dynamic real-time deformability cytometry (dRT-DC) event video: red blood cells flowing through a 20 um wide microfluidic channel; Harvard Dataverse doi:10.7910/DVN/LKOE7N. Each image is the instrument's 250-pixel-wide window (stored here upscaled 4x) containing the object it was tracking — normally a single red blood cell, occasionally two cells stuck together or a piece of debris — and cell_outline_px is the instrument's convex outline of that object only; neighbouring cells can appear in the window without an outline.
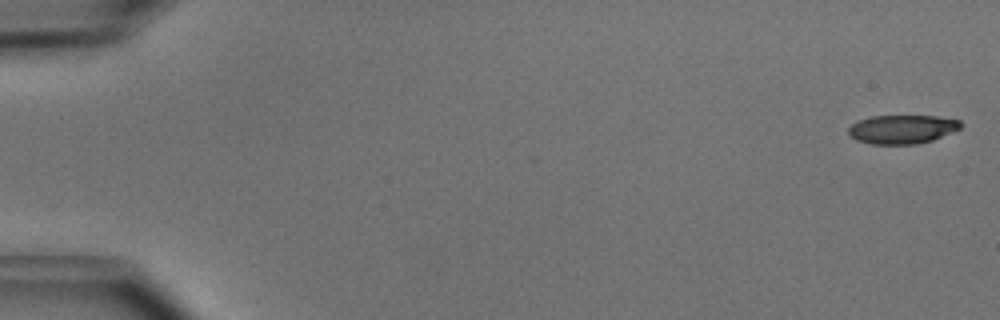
{"species": "common noctule bat (a hibernating species)", "species_latin": "Nyctalus noctula", "temperature_condition": "cold", "stored_images_in_passage": 50, "camera_frame_rate_fps": 3000, "um_per_image_px": 0.085, "animal": {"sex": "male", "body_mass_g": 15.6}, "frame": {"image": 1, "passage_image": 1, "time_ms": 0.0, "image_size_px": [1000, 320], "cell_outline_px": [[960, 128], [932, 140], [916, 144], [872, 144], [856, 140], [848, 136], [848, 128], [852, 124], [860, 120], [872, 116], [936, 116], [960, 120]], "centroid_in_image_um": [76.63, 10.99], "position_along_channel_um": 8.4, "area_um2": 18.67}}
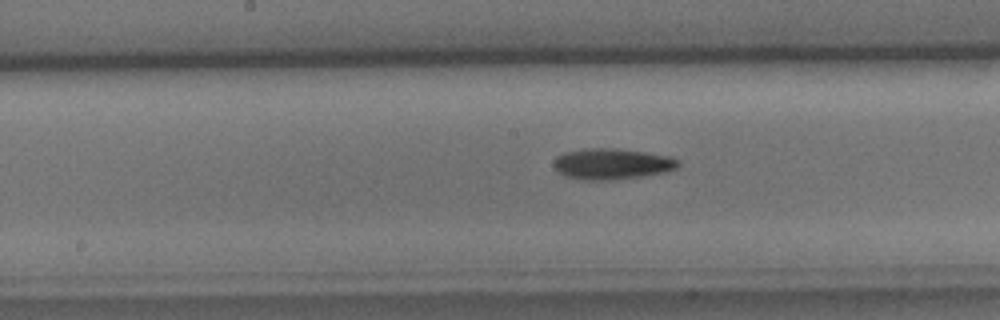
{"frame": {"image": 2, "passage_image": 26, "time_ms": 8.333, "image_size_px": [1000, 320], "cell_outline_px": [[680, 164], [676, 168], [668, 172], [644, 176], [612, 180], [584, 180], [564, 176], [552, 164], [556, 156], [564, 152], [584, 148], [616, 148], [672, 156], [680, 160]], "centroid_in_image_um": [52.04, 13.93], "position_along_channel_um": 196.2, "area_um2": 22.77}}
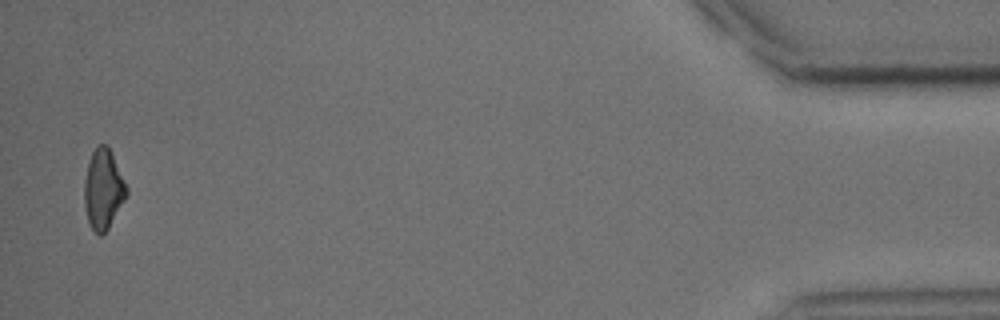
{"frame": {"image": 3, "passage_image": 49, "time_ms": 16.0, "image_size_px": [1000, 320], "cell_outline_px": [[128, 196], [108, 228], [100, 236], [92, 228], [88, 220], [84, 204], [84, 180], [88, 164], [92, 152], [100, 144], [108, 144], [112, 152], [128, 188]], "centroid_in_image_um": [8.8, 16.07], "position_along_channel_um": 426.4, "area_um2": 19.71}, "authors_computed_cell_mechanics": {"area_um2": 20.5768, "velocity_mm_per_s": 4.0477, "shape_relaxation_time_tau1_ms": 4.5754, "shape_relaxation_time_tau2_ms": null, "deformation_change_tau1": 0.1232, "deformation_change_tau2": null}}